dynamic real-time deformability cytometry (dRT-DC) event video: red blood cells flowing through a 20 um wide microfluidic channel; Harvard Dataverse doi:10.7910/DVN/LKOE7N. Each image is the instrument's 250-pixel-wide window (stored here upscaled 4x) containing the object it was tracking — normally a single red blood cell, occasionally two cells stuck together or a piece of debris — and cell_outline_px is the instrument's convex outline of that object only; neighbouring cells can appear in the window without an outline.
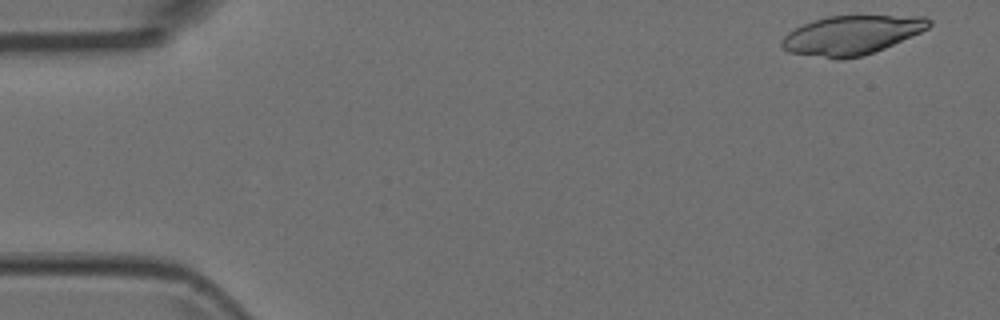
{"species": "Egyptian fruit bat (a non-hibernating species)", "species_latin": "Rousettus aegyptiacus", "temperature_condition": "room temperature", "stored_images_in_passage": 8, "camera_frame_rate_fps": 3000, "um_per_image_px": 0.085, "animal": {"sex": "female"}, "frame": {"image": 1, "passage_image": 1, "time_ms": 0.0, "image_size_px": [1000, 320], "cell_outline_px": [[932, 24], [928, 28], [920, 32], [884, 48], [860, 56], [844, 60], [836, 60], [788, 52], [780, 44], [780, 40], [788, 32], [804, 24], [828, 16], [924, 16], [932, 20]], "centroid_in_image_um": [72.37, 2.99], "position_along_channel_um": 12.6, "area_um2": 33.35}}